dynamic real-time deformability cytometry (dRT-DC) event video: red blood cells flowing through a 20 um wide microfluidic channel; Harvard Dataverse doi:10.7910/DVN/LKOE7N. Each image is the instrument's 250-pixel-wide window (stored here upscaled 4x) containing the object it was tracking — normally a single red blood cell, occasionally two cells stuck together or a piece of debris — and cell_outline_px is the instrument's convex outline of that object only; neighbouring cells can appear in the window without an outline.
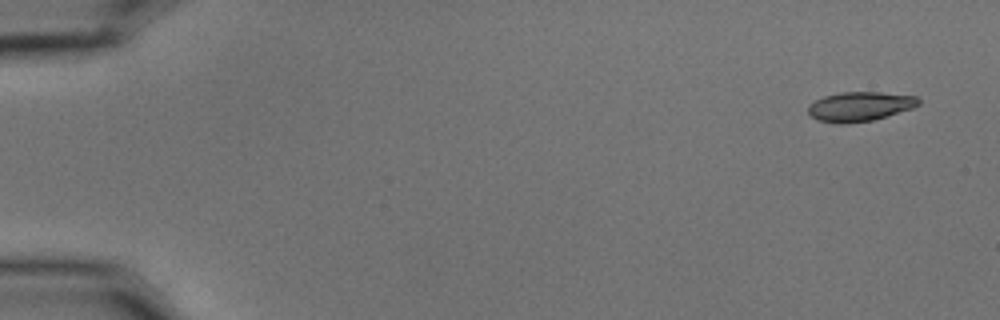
{"species": "common noctule bat (a hibernating species)", "species_latin": "Nyctalus noctula", "temperature_condition": "cold", "stored_images_in_passage": 4, "camera_frame_rate_fps": 3000, "um_per_image_px": 0.085, "animal": {"sex": "male", "body_mass_g": 15.6}, "frame": {"image": 1, "passage_image": 1, "time_ms": 0.0, "image_size_px": [1000, 320], "cell_outline_px": [[920, 104], [912, 108], [872, 120], [840, 124], [836, 124], [820, 120], [812, 116], [808, 112], [808, 104], [824, 96], [840, 92], [880, 92], [916, 96], [920, 100]], "centroid_in_image_um": [73.07, 9.04], "position_along_channel_um": 11.9, "area_um2": 18.79}}